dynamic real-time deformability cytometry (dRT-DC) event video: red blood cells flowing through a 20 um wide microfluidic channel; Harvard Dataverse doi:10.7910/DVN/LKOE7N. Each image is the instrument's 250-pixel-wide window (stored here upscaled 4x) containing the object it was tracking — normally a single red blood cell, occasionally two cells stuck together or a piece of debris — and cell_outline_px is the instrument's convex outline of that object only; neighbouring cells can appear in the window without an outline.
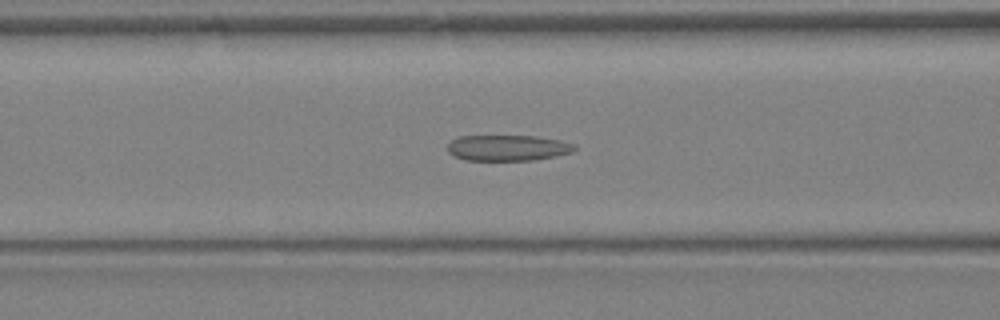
{"species": "Egyptian fruit bat (a non-hibernating species)", "species_latin": "Rousettus aegyptiacus", "temperature_condition": "warm", "stored_images_in_passage": 29, "camera_frame_rate_fps": 3000, "um_per_image_px": 0.085, "animal": {"sex": "female"}, "frame": {"image": 1, "passage_image": 10, "time_ms": 3.0, "image_size_px": [1000, 320], "cell_outline_px": [[576, 148], [572, 152], [556, 156], [532, 160], [464, 160], [448, 152], [448, 144], [452, 140], [460, 136], [536, 136], [560, 140], [572, 144]], "centroid_in_image_um": [43.15, 12.57], "position_along_channel_um": 123.5, "area_um2": 18.96}}
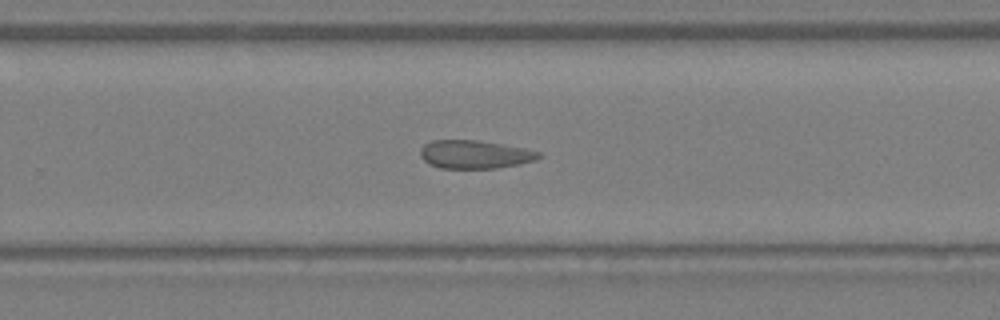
{"frame": {"image": 2, "passage_image": 18, "time_ms": 5.667, "image_size_px": [1000, 320], "cell_outline_px": [[544, 156], [536, 160], [520, 164], [496, 168], [440, 168], [424, 160], [420, 156], [420, 148], [424, 144], [432, 140], [476, 140], [524, 148], [540, 152]], "centroid_in_image_um": [40.37, 13.12], "position_along_channel_um": 289.4, "area_um2": 19.48}}
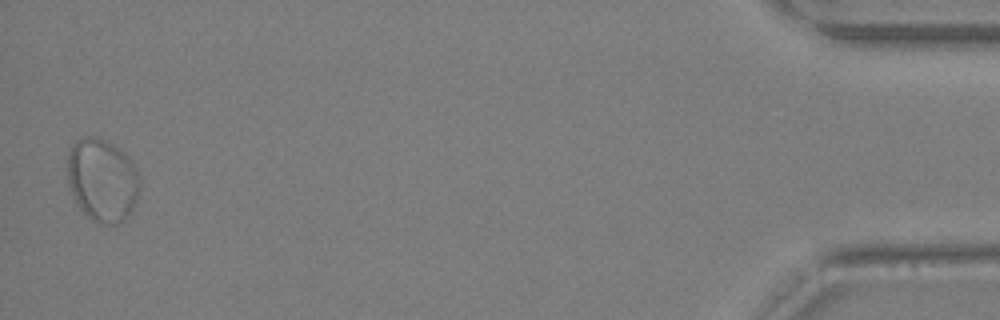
{"frame": {"image": 3, "passage_image": 29, "time_ms": 9.333, "image_size_px": [1000, 320], "cell_outline_px": [[140, 188], [136, 200], [128, 216], [124, 220], [116, 224], [104, 224], [92, 220], [76, 204], [68, 184], [68, 152], [72, 144], [84, 136], [100, 136], [124, 152], [132, 160], [136, 168], [140, 180]], "centroid_in_image_um": [8.7, 15.29], "position_along_channel_um": 426.5, "area_um2": 35.26}}